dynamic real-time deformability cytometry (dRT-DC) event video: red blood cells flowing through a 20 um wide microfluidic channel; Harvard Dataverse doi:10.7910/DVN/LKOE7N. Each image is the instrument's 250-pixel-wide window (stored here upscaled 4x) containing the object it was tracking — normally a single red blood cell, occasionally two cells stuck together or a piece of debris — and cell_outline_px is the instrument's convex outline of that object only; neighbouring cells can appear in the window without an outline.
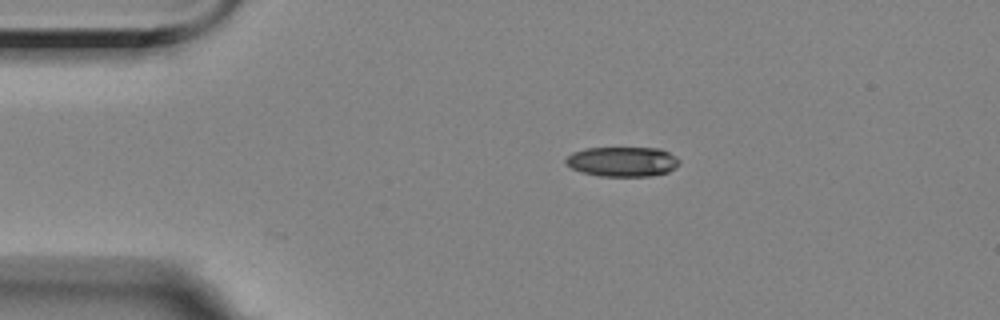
{"species": "Egyptian fruit bat (a non-hibernating species)", "species_latin": "Rousettus aegyptiacus", "temperature_condition": "room temperature", "stored_images_in_passage": 2, "camera_frame_rate_fps": 3000, "um_per_image_px": 0.085, "animal": {"sex": "female"}, "frame": {"image": 1, "passage_image": 2, "time_ms": 0.333, "image_size_px": [1000, 320], "cell_outline_px": [[680, 164], [676, 168], [668, 172], [652, 176], [600, 176], [584, 172], [572, 168], [564, 160], [572, 152], [588, 148], [660, 148], [676, 156], [680, 160]], "centroid_in_image_um": [52.97, 13.74], "position_along_channel_um": 32.0, "area_um2": 19.71}}